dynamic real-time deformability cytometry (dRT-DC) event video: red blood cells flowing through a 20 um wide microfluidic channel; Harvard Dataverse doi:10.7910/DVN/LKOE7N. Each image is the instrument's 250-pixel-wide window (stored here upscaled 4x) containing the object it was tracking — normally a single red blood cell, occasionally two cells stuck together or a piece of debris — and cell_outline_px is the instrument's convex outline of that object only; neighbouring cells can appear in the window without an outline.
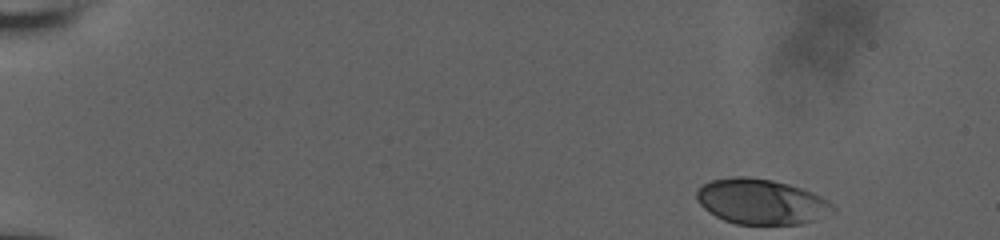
{"species": "human", "species_latin": "Homo sapiens", "temperature_condition": "room temperature", "stored_images_in_passage": 34, "camera_frame_rate_fps": 3000, "um_per_image_px": 0.085, "donor": {"sex": "male"}, "frame": {"image": 1, "passage_image": 1, "time_ms": 0.0, "image_size_px": [1000, 240], "cell_outline_px": [[836, 212], [800, 224], [736, 224], [724, 220], [708, 212], [696, 200], [696, 192], [704, 184], [712, 180], [736, 176], [748, 176], [772, 180], [788, 184], [812, 192], [828, 200], [836, 208]], "centroid_in_image_um": [64.71, 17.14], "position_along_channel_um": 20.3, "area_um2": 35.89}}
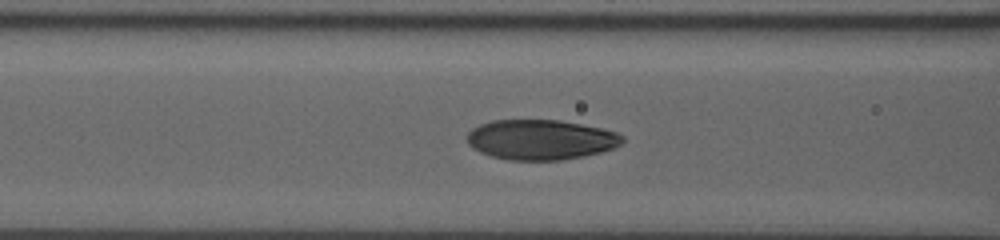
{"frame": {"image": 2, "passage_image": 20, "time_ms": 6.333, "image_size_px": [1000, 240], "cell_outline_px": [[624, 140], [620, 144], [612, 148], [600, 152], [584, 156], [560, 160], [508, 160], [492, 156], [480, 152], [472, 148], [468, 144], [468, 132], [472, 128], [480, 124], [492, 120], [560, 120], [600, 128], [616, 132], [624, 136]], "centroid_in_image_um": [45.94, 11.87], "position_along_channel_um": 120.7, "area_um2": 36.18}}
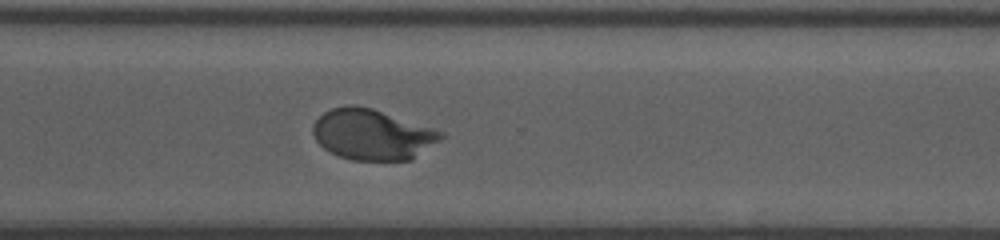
{"frame": {"image": 3, "passage_image": 34, "time_ms": 11.0, "image_size_px": [1000, 240], "cell_outline_px": [[444, 136], [412, 160], [352, 160], [340, 156], [324, 148], [316, 140], [312, 132], [312, 124], [324, 112], [332, 108], [348, 104], [356, 104], [372, 108], [444, 132]], "centroid_in_image_um": [31.62, 11.42], "position_along_channel_um": 339.0, "area_um2": 37.57}}